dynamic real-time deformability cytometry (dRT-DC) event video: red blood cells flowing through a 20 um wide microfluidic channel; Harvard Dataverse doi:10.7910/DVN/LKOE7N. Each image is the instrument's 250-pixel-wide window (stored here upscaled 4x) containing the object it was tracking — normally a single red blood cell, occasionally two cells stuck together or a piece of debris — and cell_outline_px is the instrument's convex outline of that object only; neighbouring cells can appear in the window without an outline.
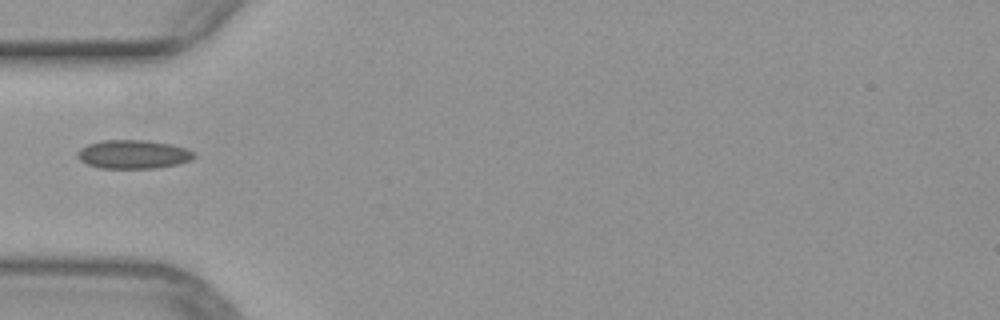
{"species": "common noctule bat (a hibernating species)", "species_latin": "Nyctalus noctula", "temperature_condition": "warm", "stored_images_in_passage": 35, "camera_frame_rate_fps": 3000, "um_per_image_px": 0.085, "animal": {"sex": "female", "body_mass_g": 29.2, "forearm_length_mm": 56.3}, "frame": {"image": 1, "passage_image": 1, "time_ms": 0.0, "image_size_px": [1000, 320], "cell_outline_px": [[196, 156], [192, 160], [176, 164], [156, 168], [100, 168], [88, 164], [80, 160], [76, 156], [76, 152], [80, 148], [88, 144], [104, 140], [148, 140], [172, 144], [184, 148], [192, 152]], "centroid_in_image_um": [11.3, 13.11], "position_along_channel_um": 73.7, "area_um2": 19.48}}
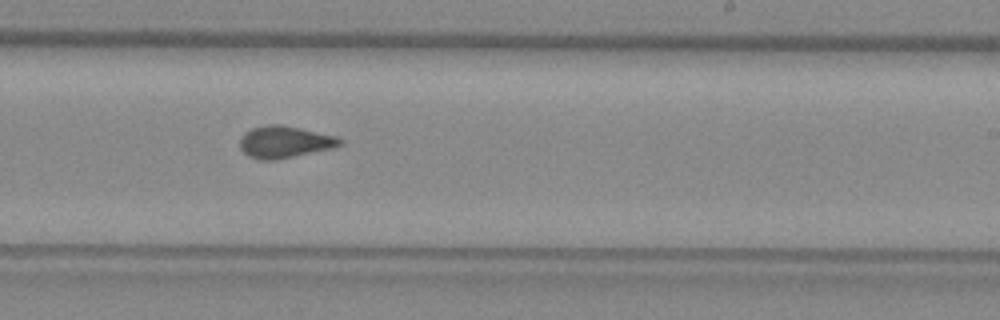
{"frame": {"image": 2, "passage_image": 15, "time_ms": 4.667, "image_size_px": [1000, 320], "cell_outline_px": [[344, 144], [332, 148], [276, 160], [260, 160], [248, 156], [240, 148], [240, 136], [244, 132], [252, 128], [268, 124], [276, 124], [300, 128], [336, 136], [344, 140]], "centroid_in_image_um": [24.18, 12.07], "position_along_channel_um": 264.8, "area_um2": 18.67}}
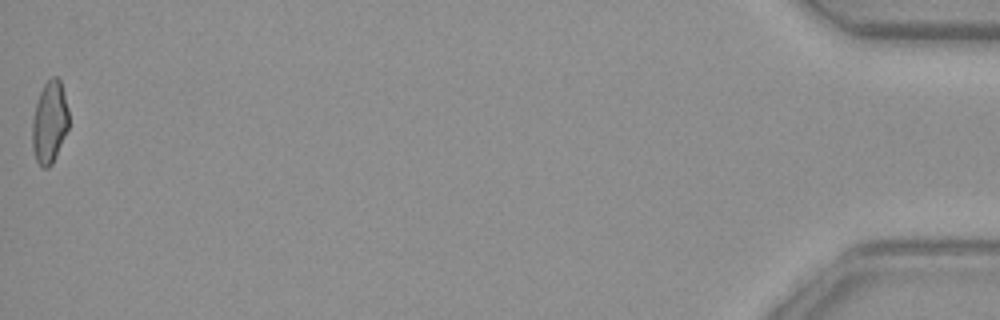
{"frame": {"image": 3, "passage_image": 35, "time_ms": 11.333, "image_size_px": [1000, 320], "cell_outline_px": [[68, 128], [56, 156], [52, 164], [48, 168], [40, 168], [36, 160], [32, 148], [32, 120], [36, 104], [40, 92], [44, 84], [52, 76], [56, 76], [60, 80], [68, 108]], "centroid_in_image_um": [4.2, 10.42], "position_along_channel_um": 431.0, "area_um2": 17.51}}